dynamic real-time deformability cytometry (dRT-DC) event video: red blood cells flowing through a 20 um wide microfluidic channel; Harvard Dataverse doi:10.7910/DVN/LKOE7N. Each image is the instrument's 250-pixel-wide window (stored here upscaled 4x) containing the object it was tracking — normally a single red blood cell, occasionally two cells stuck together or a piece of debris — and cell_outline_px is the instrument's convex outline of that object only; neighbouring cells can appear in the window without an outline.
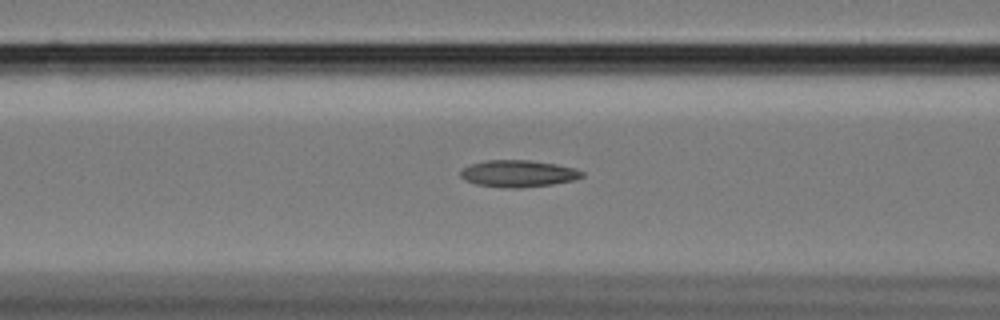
{"species": "Egyptian fruit bat (a non-hibernating species)", "species_latin": "Rousettus aegyptiacus", "temperature_condition": "cold", "stored_images_in_passage": 58, "camera_frame_rate_fps": 3000, "um_per_image_px": 0.085, "animal": {"sex": "female"}, "frame": {"image": 1, "passage_image": 23, "time_ms": 7.333, "image_size_px": [1000, 320], "cell_outline_px": [[584, 176], [576, 180], [552, 184], [520, 188], [504, 188], [476, 184], [464, 180], [460, 176], [460, 172], [464, 168], [472, 164], [484, 160], [528, 160], [556, 164], [576, 168], [584, 172]], "centroid_in_image_um": [44.07, 14.76], "position_along_channel_um": 122.5, "area_um2": 19.13}}
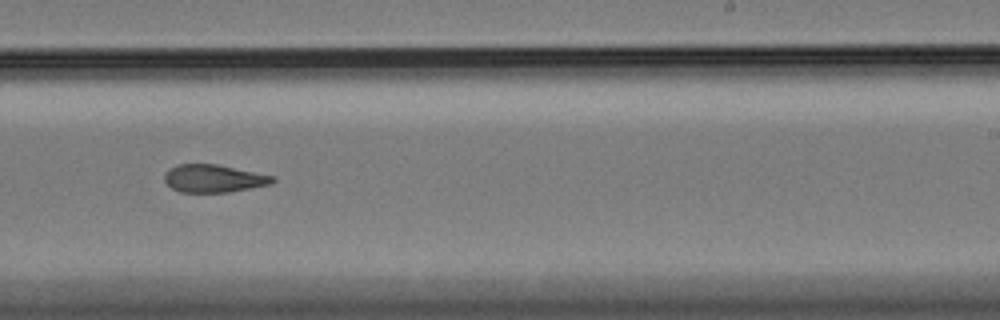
{"frame": {"image": 2, "passage_image": 36, "time_ms": 11.667, "image_size_px": [1000, 320], "cell_outline_px": [[276, 180], [272, 184], [228, 192], [180, 192], [172, 188], [164, 180], [164, 176], [168, 168], [176, 164], [216, 164], [276, 176]], "centroid_in_image_um": [18.17, 15.16], "position_along_channel_um": 270.8, "area_um2": 17.57}}
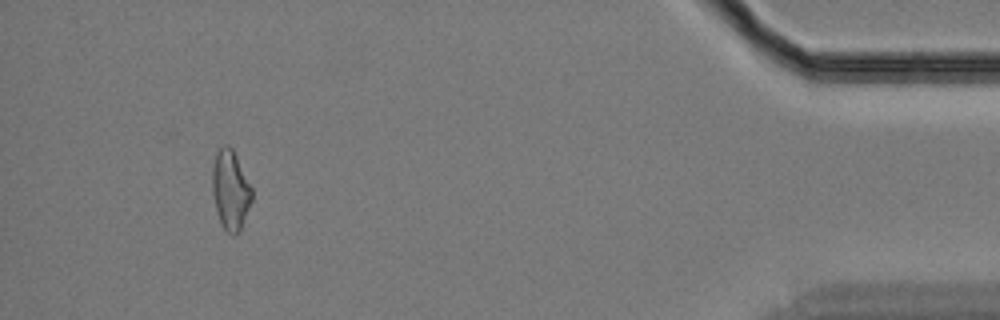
{"frame": {"image": 3, "passage_image": 54, "time_ms": 17.667, "image_size_px": [1000, 320], "cell_outline_px": [[252, 200], [240, 232], [236, 236], [232, 236], [224, 228], [220, 220], [216, 208], [212, 192], [212, 168], [216, 152], [224, 144], [228, 144], [232, 148], [252, 188]], "centroid_in_image_um": [19.59, 16.16], "position_along_channel_um": 415.6, "area_um2": 18.32}, "authors_computed_cell_mechanics": {"area_um2": 18.9295, "velocity_mm_per_s": 3.422, "shape_relaxation_time_tau1_ms": null, "shape_relaxation_time_tau2_ms": 3.4988, "deformation_change_tau1": null, "deformation_change_tau2": 0.1154}}